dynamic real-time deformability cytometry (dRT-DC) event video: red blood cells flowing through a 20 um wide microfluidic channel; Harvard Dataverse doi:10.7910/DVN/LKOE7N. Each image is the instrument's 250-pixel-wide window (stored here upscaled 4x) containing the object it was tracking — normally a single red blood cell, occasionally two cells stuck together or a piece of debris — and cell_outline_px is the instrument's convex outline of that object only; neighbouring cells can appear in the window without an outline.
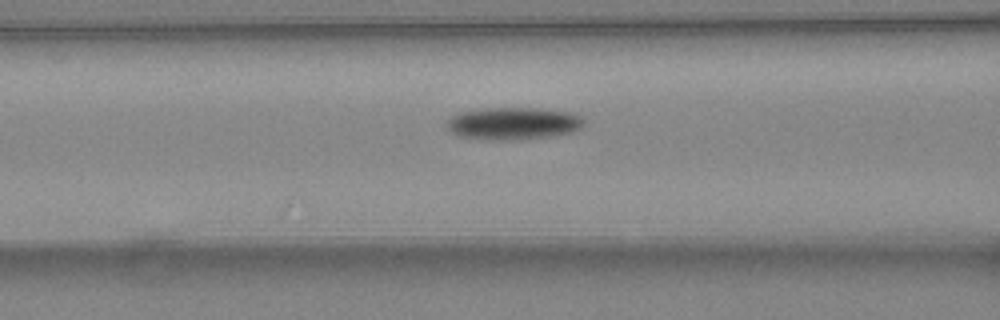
{"species": "common noctule bat (a hibernating species)", "species_latin": "Nyctalus noctula", "temperature_condition": "warm", "stored_images_in_passage": 6, "camera_frame_rate_fps": 3000, "um_per_image_px": 0.085, "animal": {"sex": "female", "body_mass_g": 24.6, "forearm_length_mm": 56.2}, "frame": {"image": 1, "passage_image": 6, "time_ms": 1.667, "image_size_px": [1000, 320], "cell_outline_px": [[584, 128], [572, 132], [548, 136], [520, 140], [492, 140], [460, 136], [452, 132], [444, 124], [452, 116], [464, 112], [484, 108], [540, 108], [572, 112], [580, 116], [584, 120]], "centroid_in_image_um": [43.68, 10.49], "position_along_channel_um": 122.9, "area_um2": 25.95}}